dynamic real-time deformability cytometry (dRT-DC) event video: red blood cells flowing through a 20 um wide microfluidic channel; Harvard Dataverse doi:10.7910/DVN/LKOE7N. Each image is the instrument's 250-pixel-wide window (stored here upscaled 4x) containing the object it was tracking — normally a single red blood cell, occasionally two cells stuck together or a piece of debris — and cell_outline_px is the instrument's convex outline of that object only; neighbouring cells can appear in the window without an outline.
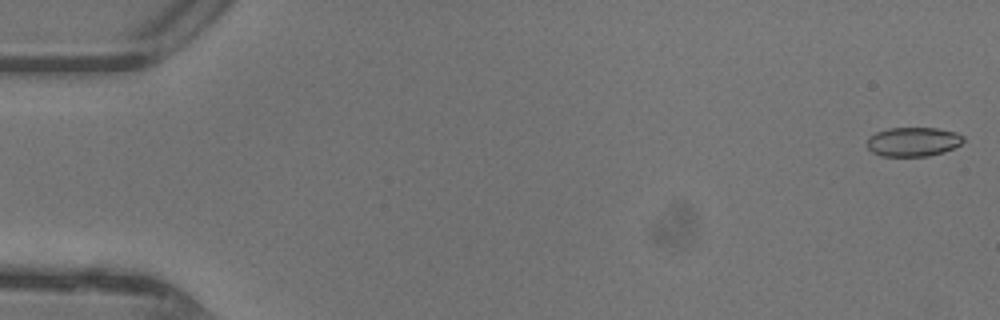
{"species": "common noctule bat (a hibernating species)", "species_latin": "Nyctalus noctula", "temperature_condition": "warm", "stored_images_in_passage": 47, "camera_frame_rate_fps": 3000, "um_per_image_px": 0.085, "animal": {"sex": "female"}, "frame": {"image": 1, "passage_image": 1, "time_ms": 0.0, "image_size_px": [1000, 320], "cell_outline_px": [[964, 140], [960, 144], [944, 152], [928, 156], [884, 156], [872, 152], [868, 148], [868, 136], [876, 132], [888, 128], [936, 128], [956, 132], [964, 136]], "centroid_in_image_um": [77.62, 12.04], "position_along_channel_um": 7.4, "area_um2": 16.36}}
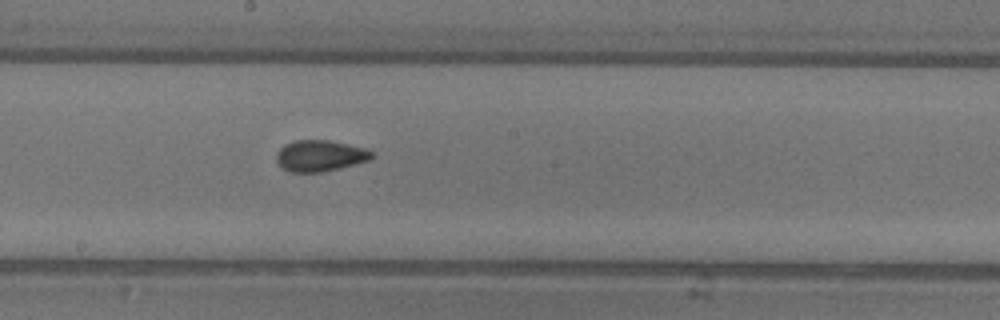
{"frame": {"image": 2, "passage_image": 26, "time_ms": 8.333, "image_size_px": [1000, 320], "cell_outline_px": [[372, 160], [320, 172], [292, 172], [284, 168], [276, 160], [276, 152], [284, 144], [296, 140], [328, 140], [348, 144], [364, 148], [372, 152]], "centroid_in_image_um": [27.19, 13.23], "position_along_channel_um": 221.0, "area_um2": 17.17}}
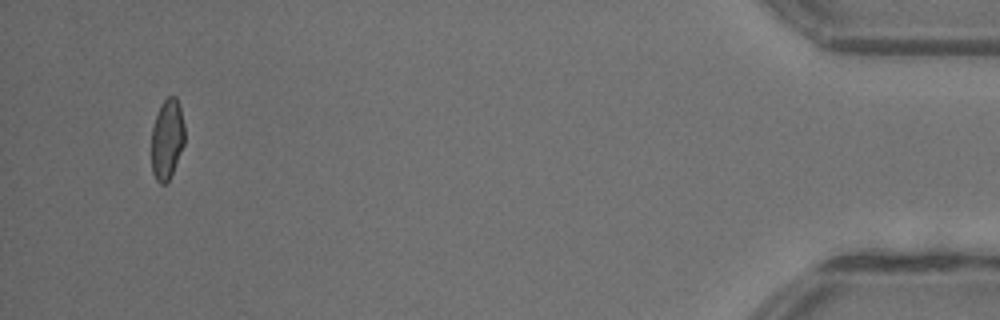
{"frame": {"image": 3, "passage_image": 45, "time_ms": 14.667, "image_size_px": [1000, 320], "cell_outline_px": [[184, 144], [172, 172], [168, 180], [164, 184], [160, 184], [156, 180], [152, 172], [152, 128], [160, 104], [168, 96], [176, 96], [180, 108], [184, 124]], "centroid_in_image_um": [14.19, 11.81], "position_along_channel_um": 421.0, "area_um2": 15.37}, "authors_computed_cell_mechanics": {"area_um2": 16.9932, "velocity_mm_per_s": 4.4381, "shape_relaxation_time_tau1_ms": null, "shape_relaxation_time_tau2_ms": 1.1305, "deformation_change_tau1": null, "deformation_change_tau2": 0.0487}}